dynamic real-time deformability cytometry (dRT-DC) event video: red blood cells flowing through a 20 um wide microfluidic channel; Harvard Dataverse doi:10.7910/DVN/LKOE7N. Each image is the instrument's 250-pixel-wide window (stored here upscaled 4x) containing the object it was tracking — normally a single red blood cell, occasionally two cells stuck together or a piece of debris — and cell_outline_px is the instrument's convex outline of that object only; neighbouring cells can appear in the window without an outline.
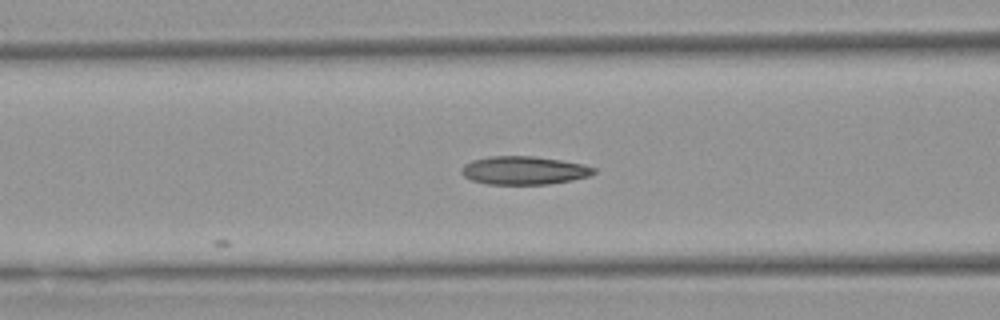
{"species": "Egyptian fruit bat (a non-hibernating species)", "species_latin": "Rousettus aegyptiacus", "temperature_condition": "warm", "stored_images_in_passage": 7, "camera_frame_rate_fps": 3000, "um_per_image_px": 0.085, "animal": {"sex": "female"}, "frame": {"image": 1, "passage_image": 6, "time_ms": 6.0, "image_size_px": [1000, 320], "cell_outline_px": [[596, 172], [588, 176], [572, 180], [548, 184], [488, 184], [472, 180], [464, 176], [460, 172], [460, 168], [464, 164], [472, 160], [488, 156], [536, 156], [584, 164], [596, 168]], "centroid_in_image_um": [44.52, 14.47], "position_along_channel_um": 122.1, "area_um2": 21.91}}
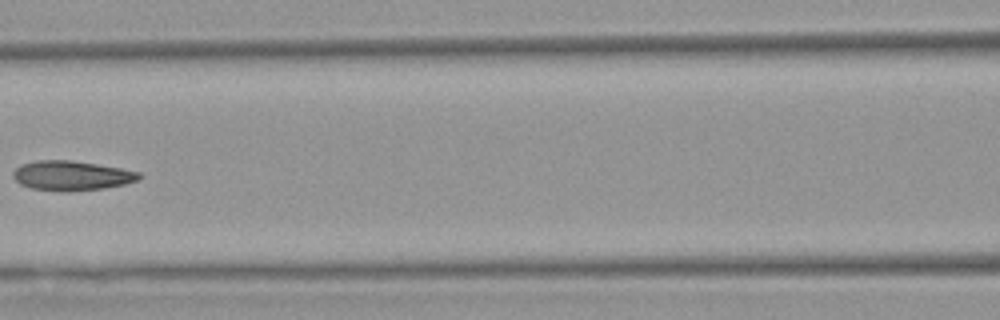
{"frame": {"image": 2, "passage_image": 7, "time_ms": 7.0, "image_size_px": [1000, 320], "cell_outline_px": [[140, 176], [136, 180], [124, 184], [104, 188], [68, 192], [64, 192], [32, 188], [20, 184], [12, 176], [12, 172], [20, 164], [40, 160], [72, 160], [120, 168], [140, 172]], "centroid_in_image_um": [6.04, 14.93], "position_along_channel_um": 160.6, "area_um2": 21.68}}